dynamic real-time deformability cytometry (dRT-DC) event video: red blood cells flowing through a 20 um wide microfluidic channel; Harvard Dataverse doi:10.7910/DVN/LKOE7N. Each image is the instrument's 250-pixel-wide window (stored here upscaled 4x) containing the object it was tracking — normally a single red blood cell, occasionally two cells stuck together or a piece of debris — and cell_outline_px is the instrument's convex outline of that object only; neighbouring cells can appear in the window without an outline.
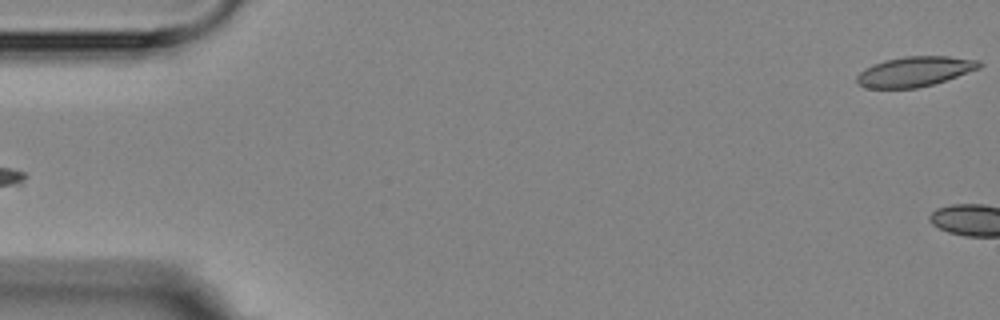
{"species": "Egyptian fruit bat (a non-hibernating species)", "species_latin": "Rousettus aegyptiacus", "temperature_condition": "room temperature", "stored_images_in_passage": 4, "segment_of_instrument_passage": [2, 2], "camera_frame_rate_fps": 3000, "um_per_image_px": 0.085, "animal": {"sex": "female"}, "frame": {"image": 1, "passage_image": 4, "time_ms": 4.667, "image_size_px": [1000, 320], "cell_outline_px": [[984, 64], [980, 68], [932, 84], [916, 88], [868, 88], [856, 84], [856, 76], [864, 68], [872, 64], [884, 60], [904, 56], [948, 56], [980, 60]], "centroid_in_image_um": [77.73, 6.07], "position_along_channel_um": 7.3, "area_um2": 21.44}}